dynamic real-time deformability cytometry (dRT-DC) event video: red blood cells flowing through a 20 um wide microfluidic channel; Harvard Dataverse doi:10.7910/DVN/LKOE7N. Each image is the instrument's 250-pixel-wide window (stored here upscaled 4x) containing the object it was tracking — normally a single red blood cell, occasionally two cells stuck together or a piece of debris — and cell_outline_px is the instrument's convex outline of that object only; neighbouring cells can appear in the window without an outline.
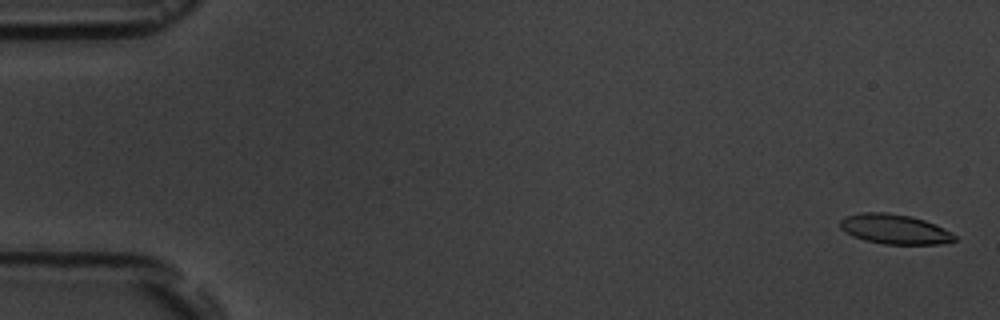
{"species": "common noctule bat (a hibernating species)", "species_latin": "Nyctalus noctula", "temperature_condition": "room temperature", "stored_images_in_passage": 9, "camera_frame_rate_fps": 3000, "um_per_image_px": 0.085, "animal": {"sex": "male", "body_mass_g": 19.5, "forearm_length_mm": 54.6}, "frame": {"image": 1, "passage_image": 1, "time_ms": 0.0, "image_size_px": [1000, 320], "cell_outline_px": [[956, 240], [940, 244], [884, 244], [864, 240], [852, 236], [840, 228], [840, 220], [844, 216], [860, 212], [888, 212], [912, 216], [936, 224], [952, 232], [956, 236]], "centroid_in_image_um": [76.03, 19.46], "position_along_channel_um": 9.0, "area_um2": 20.11}}
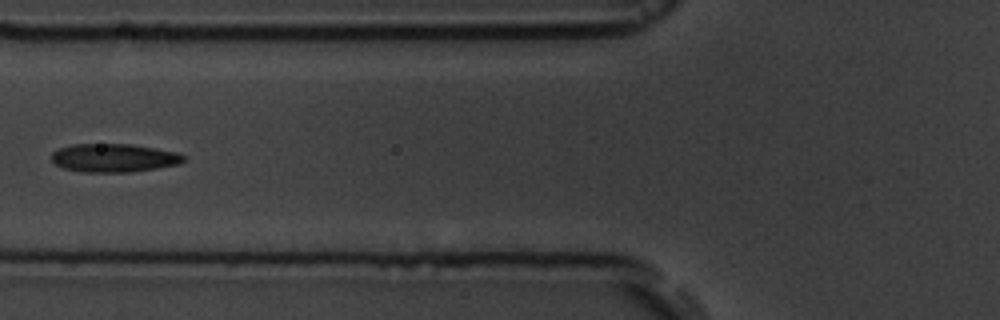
{"frame": {"image": 2, "passage_image": 7, "time_ms": 7.0, "image_size_px": [1000, 320], "cell_outline_px": [[184, 160], [180, 164], [132, 172], [84, 172], [64, 168], [56, 164], [52, 160], [52, 152], [60, 148], [72, 144], [128, 144], [176, 152], [184, 156]], "centroid_in_image_um": [9.66, 13.42], "position_along_channel_um": 116.1, "area_um2": 21.62}}
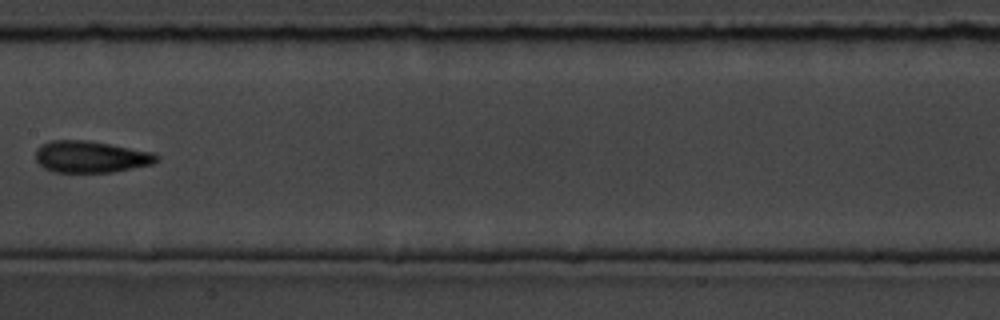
{"frame": {"image": 3, "passage_image": 9, "time_ms": 9.333, "image_size_px": [1000, 320], "cell_outline_px": [[160, 160], [152, 164], [112, 172], [52, 172], [44, 168], [36, 160], [36, 148], [52, 140], [88, 140], [152, 152], [160, 156]], "centroid_in_image_um": [7.72, 13.33], "position_along_channel_um": 199.7, "area_um2": 22.31}}